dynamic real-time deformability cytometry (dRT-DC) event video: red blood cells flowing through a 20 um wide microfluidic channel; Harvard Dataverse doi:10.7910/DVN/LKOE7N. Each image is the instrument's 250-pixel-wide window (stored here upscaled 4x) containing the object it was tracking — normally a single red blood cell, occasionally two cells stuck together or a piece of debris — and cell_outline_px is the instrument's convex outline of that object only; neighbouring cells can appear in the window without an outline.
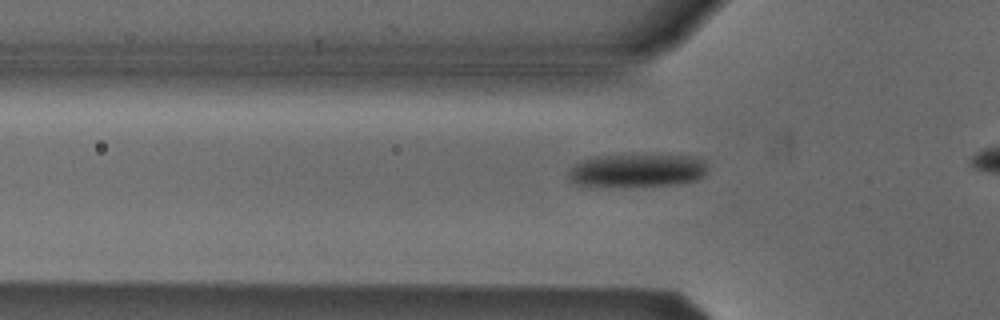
{"species": "Egyptian fruit bat (a non-hibernating species)", "species_latin": "Rousettus aegyptiacus", "temperature_condition": "cold", "stored_images_in_passage": 7, "camera_frame_rate_fps": 3000, "um_per_image_px": 0.085, "animal": {"sex": "male"}, "frame": {"image": 1, "passage_image": 7, "time_ms": 7.0, "image_size_px": [1000, 320], "cell_outline_px": [[708, 168], [704, 176], [700, 180], [676, 184], [576, 184], [568, 180], [568, 172], [576, 164], [584, 160], [596, 156], [692, 156], [708, 160]], "centroid_in_image_um": [54.28, 14.46], "position_along_channel_um": 71.5, "area_um2": 25.89}}